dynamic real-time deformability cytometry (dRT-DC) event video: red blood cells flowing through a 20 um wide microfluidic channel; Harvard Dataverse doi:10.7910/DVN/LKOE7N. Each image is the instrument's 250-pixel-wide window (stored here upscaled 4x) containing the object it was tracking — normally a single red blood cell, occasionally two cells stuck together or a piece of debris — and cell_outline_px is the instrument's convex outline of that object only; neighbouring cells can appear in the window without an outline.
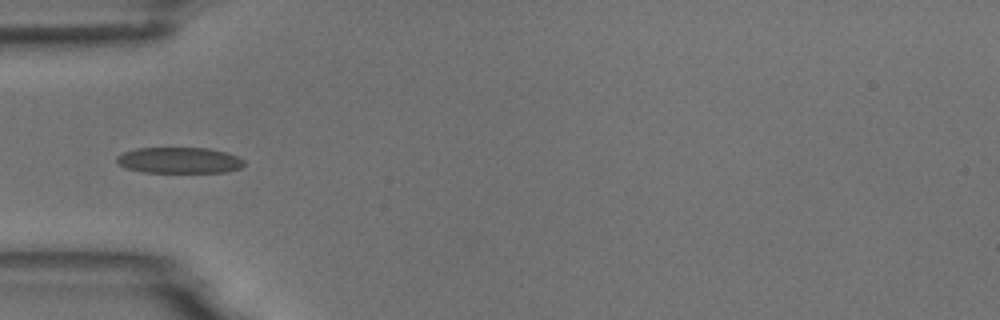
{"species": "common noctule bat (a hibernating species)", "species_latin": "Nyctalus noctula", "temperature_condition": "room temperature", "stored_images_in_passage": 5, "camera_frame_rate_fps": 3000, "um_per_image_px": 0.085, "animal": {"sex": "male", "body_mass_g": 18.8}, "frame": {"image": 1, "passage_image": 5, "time_ms": 4.333, "image_size_px": [1000, 320], "cell_outline_px": [[244, 164], [240, 168], [228, 172], [144, 172], [128, 168], [116, 164], [116, 156], [124, 152], [136, 148], [208, 148], [228, 152], [244, 160]], "centroid_in_image_um": [15.24, 13.62], "position_along_channel_um": 69.8, "area_um2": 19.36}}